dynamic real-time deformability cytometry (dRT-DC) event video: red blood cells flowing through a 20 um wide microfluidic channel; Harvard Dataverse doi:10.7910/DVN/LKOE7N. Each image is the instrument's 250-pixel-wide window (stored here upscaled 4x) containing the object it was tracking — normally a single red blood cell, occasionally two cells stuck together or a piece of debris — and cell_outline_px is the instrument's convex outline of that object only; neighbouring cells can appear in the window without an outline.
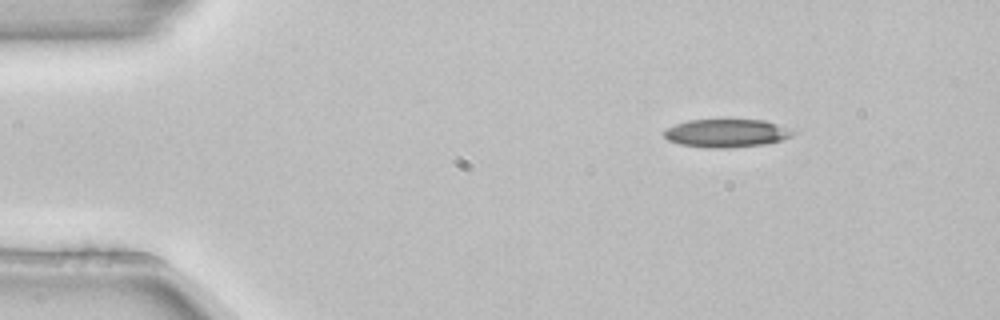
{"species": "common noctule bat (a hibernating species)", "species_latin": "Nyctalus noctula", "temperature_condition": "room temperature", "stored_images_in_passage": 3, "camera_frame_rate_fps": 3000, "um_per_image_px": 0.085, "animal": {"sex": "female", "body_mass_g": 22.7, "forearm_length_mm": 54.2}, "frame": {"image": 1, "passage_image": 1, "time_ms": 0.0, "image_size_px": [1000, 320], "cell_outline_px": [[800, 132], [784, 140], [764, 144], [728, 148], [708, 148], [680, 144], [668, 140], [664, 136], [664, 128], [688, 120], [724, 116], [764, 120]], "centroid_in_image_um": [61.77, 11.26], "position_along_channel_um": 23.2, "area_um2": 22.37}}
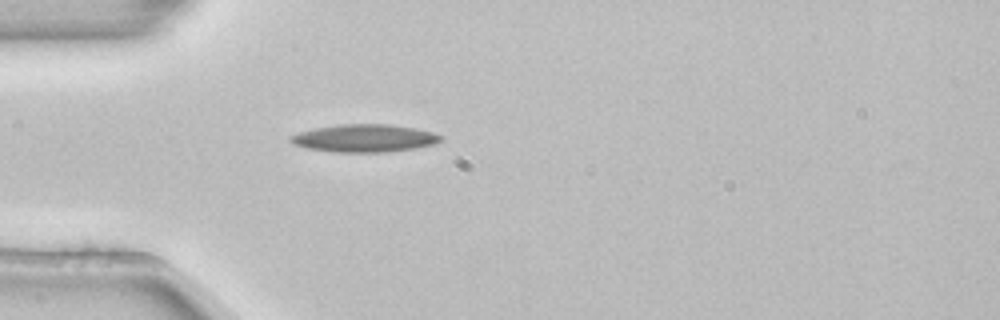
{"frame": {"image": 2, "passage_image": 3, "time_ms": 0.667, "image_size_px": [1000, 320], "cell_outline_px": [[444, 140], [436, 144], [416, 148], [388, 152], [336, 152], [308, 148], [292, 144], [288, 140], [288, 136], [300, 132], [316, 128], [340, 124], [388, 124], [416, 128], [432, 132], [444, 136]], "centroid_in_image_um": [31.02, 11.75], "position_along_channel_um": 54.0, "area_um2": 24.45}}